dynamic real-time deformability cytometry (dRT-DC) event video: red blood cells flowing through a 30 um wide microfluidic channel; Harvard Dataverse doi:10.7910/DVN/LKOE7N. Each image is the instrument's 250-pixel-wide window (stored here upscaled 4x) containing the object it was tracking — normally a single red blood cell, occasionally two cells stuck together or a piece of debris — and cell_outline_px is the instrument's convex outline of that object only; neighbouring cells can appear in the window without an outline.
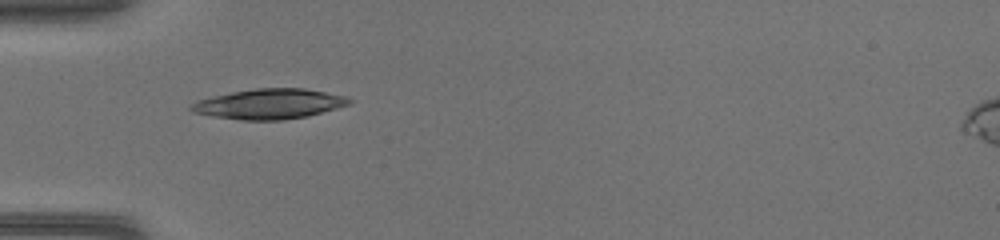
{"species": "common noctule bat (a hibernating species)", "species_latin": "Nyctalus noctula", "temperature_condition": "warm", "stored_images_in_passage": 32, "camera_frame_rate_fps": 3000, "um_per_image_px": 0.085, "animal": {"sex": "female", "body_mass_g": 17.0, "forearm_length_mm": 48.0}, "frame": {"image": 1, "passage_image": 1, "time_ms": 0.0, "image_size_px": [1000, 240], "cell_outline_px": [[352, 104], [308, 116], [284, 120], [240, 120], [212, 116], [192, 112], [188, 108], [192, 104], [200, 100], [232, 92], [256, 88], [304, 88], [344, 96], [352, 100]], "centroid_in_image_um": [22.92, 8.84], "position_along_channel_um": 62.1, "area_um2": 27.57}}
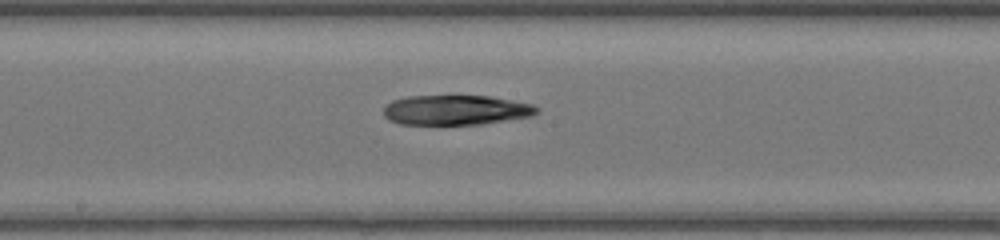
{"frame": {"image": 2, "passage_image": 11, "time_ms": 3.333, "image_size_px": [1000, 240], "cell_outline_px": [[536, 112], [532, 116], [480, 124], [400, 124], [388, 120], [384, 116], [384, 108], [392, 100], [408, 96], [488, 96], [532, 104], [536, 108]], "centroid_in_image_um": [38.7, 9.35], "position_along_channel_um": 209.5, "area_um2": 26.36}}
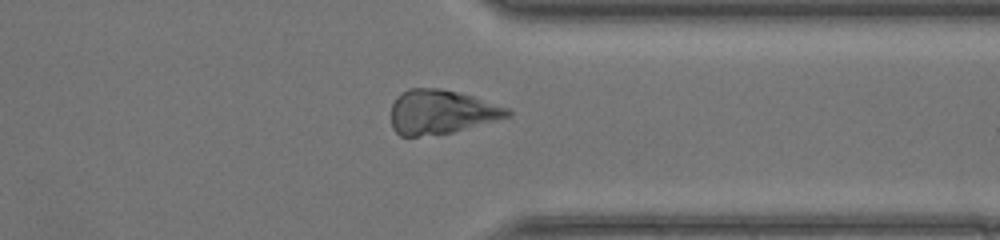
{"frame": {"image": 3, "passage_image": 22, "time_ms": 7.0, "image_size_px": [1000, 240], "cell_outline_px": [[512, 116], [452, 132], [416, 136], [400, 136], [392, 128], [392, 104], [396, 96], [400, 92], [408, 88], [440, 88], [472, 96], [508, 108], [512, 112]], "centroid_in_image_um": [37.48, 9.51], "position_along_channel_um": 373.9, "area_um2": 29.82}}